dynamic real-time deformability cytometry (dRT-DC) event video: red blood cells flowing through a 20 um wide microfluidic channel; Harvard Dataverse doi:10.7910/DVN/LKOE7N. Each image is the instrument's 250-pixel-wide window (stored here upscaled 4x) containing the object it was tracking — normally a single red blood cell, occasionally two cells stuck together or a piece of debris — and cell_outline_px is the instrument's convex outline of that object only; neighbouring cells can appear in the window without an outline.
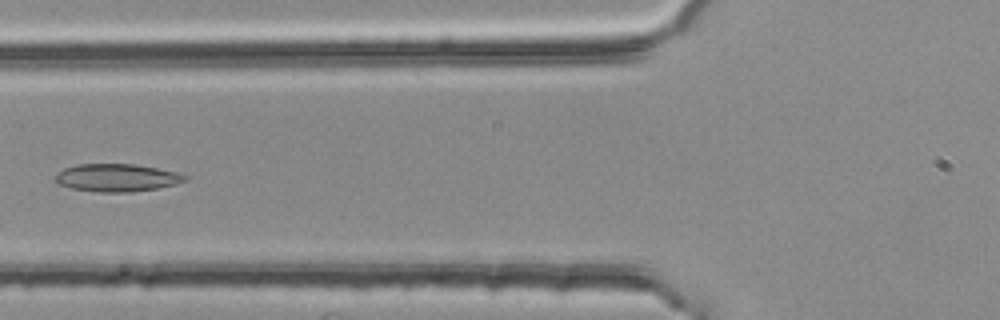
{"species": "common noctule bat (a hibernating species)", "species_latin": "Nyctalus noctula", "temperature_condition": "room temperature", "stored_images_in_passage": 5, "camera_frame_rate_fps": 3000, "um_per_image_px": 0.085, "animal": {"sex": "female", "body_mass_g": 25.1}, "frame": {"image": 1, "passage_image": 5, "time_ms": 1.333, "image_size_px": [1000, 320], "cell_outline_px": [[188, 180], [176, 184], [156, 188], [132, 192], [96, 192], [72, 188], [60, 184], [56, 180], [56, 172], [64, 168], [76, 164], [136, 164], [176, 172], [188, 176]], "centroid_in_image_um": [9.94, 15.1], "position_along_channel_um": 115.9, "area_um2": 20.92}}